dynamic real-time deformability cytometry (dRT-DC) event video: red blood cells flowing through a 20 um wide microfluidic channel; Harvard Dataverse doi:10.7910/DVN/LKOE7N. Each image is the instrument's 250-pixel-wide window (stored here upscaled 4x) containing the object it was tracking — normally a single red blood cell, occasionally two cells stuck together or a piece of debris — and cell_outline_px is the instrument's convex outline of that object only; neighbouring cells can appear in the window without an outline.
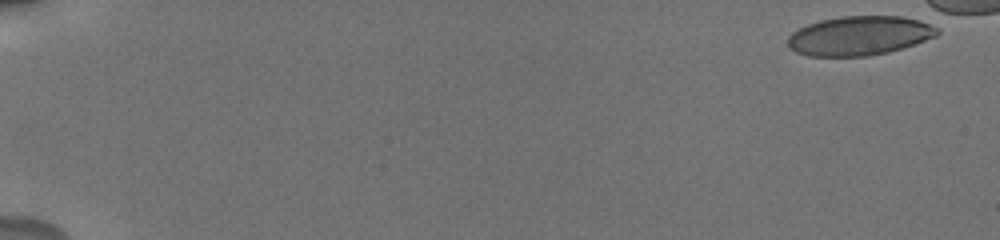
{"species": "human", "species_latin": "Homo sapiens", "temperature_condition": "cold", "stored_images_in_passage": 55, "camera_frame_rate_fps": 3000, "um_per_image_px": 0.085, "donor": {"sex": "male"}, "frame": {"image": 1, "passage_image": 1, "time_ms": 0.0, "image_size_px": [1000, 240], "cell_outline_px": [[940, 32], [936, 36], [904, 48], [888, 52], [868, 56], [808, 56], [796, 52], [788, 48], [788, 36], [792, 32], [808, 24], [820, 20], [840, 16], [900, 16], [940, 24]], "centroid_in_image_um": [73.11, 3.03], "position_along_channel_um": 11.9, "area_um2": 34.68}}
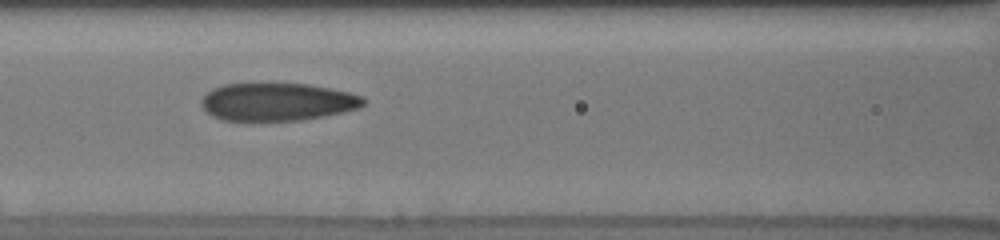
{"frame": {"image": 2, "passage_image": 30, "time_ms": 8.333, "image_size_px": [1000, 240], "cell_outline_px": [[364, 104], [360, 108], [344, 112], [324, 116], [300, 120], [220, 120], [212, 116], [200, 104], [200, 100], [212, 88], [224, 84], [308, 84], [348, 92], [364, 96]], "centroid_in_image_um": [23.57, 8.66], "position_along_channel_um": 143.0, "area_um2": 35.55}}
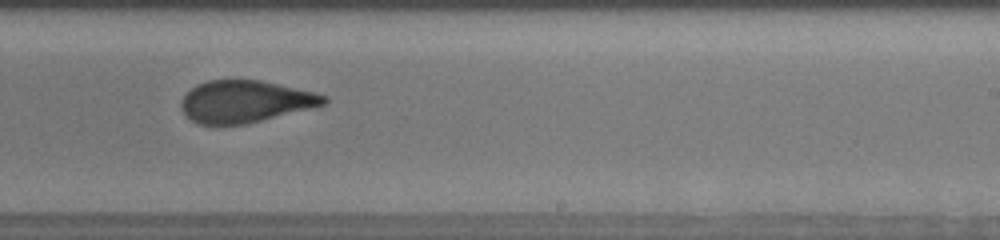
{"frame": {"image": 3, "passage_image": 42, "time_ms": 11.667, "image_size_px": [1000, 240], "cell_outline_px": [[328, 100], [324, 104], [244, 124], [196, 124], [180, 108], [180, 104], [184, 96], [196, 84], [208, 80], [260, 80], [316, 92], [328, 96]], "centroid_in_image_um": [20.82, 8.61], "position_along_channel_um": 268.2, "area_um2": 34.45}}